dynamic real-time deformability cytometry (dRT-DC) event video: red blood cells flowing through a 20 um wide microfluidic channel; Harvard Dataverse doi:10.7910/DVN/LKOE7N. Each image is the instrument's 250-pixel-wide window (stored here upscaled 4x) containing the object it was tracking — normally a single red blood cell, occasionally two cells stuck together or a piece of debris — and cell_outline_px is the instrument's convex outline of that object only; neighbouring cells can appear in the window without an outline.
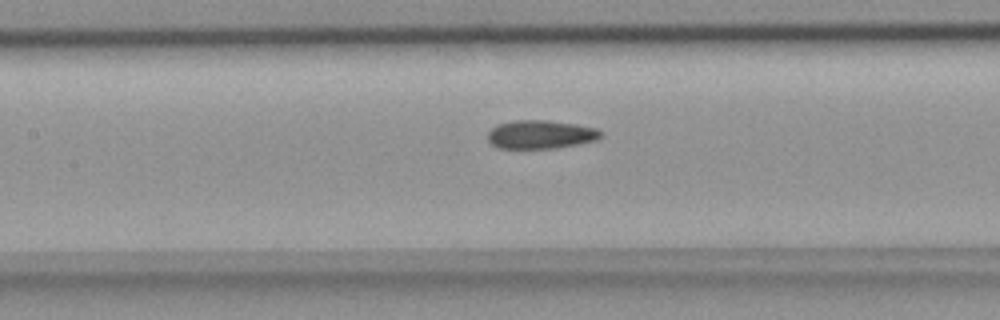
{"species": "common noctule bat (a hibernating species)", "species_latin": "Nyctalus noctula", "temperature_condition": "room temperature", "stored_images_in_passage": 37, "camera_frame_rate_fps": 3000, "um_per_image_px": 0.085, "animal": {"sex": "female", "body_mass_g": 18.4}, "frame": {"image": 1, "passage_image": 15, "time_ms": 4.667, "image_size_px": [1000, 320], "cell_outline_px": [[604, 136], [596, 140], [576, 144], [552, 148], [500, 148], [492, 144], [488, 140], [488, 132], [496, 124], [512, 120], [544, 120], [576, 124], [596, 128], [604, 132]], "centroid_in_image_um": [45.96, 11.41], "position_along_channel_um": 161.4, "area_um2": 18.79}}
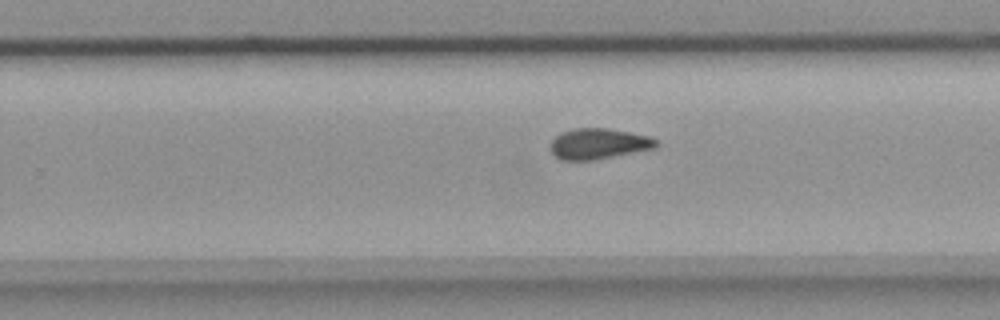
{"frame": {"image": 2, "passage_image": 24, "time_ms": 7.667, "image_size_px": [1000, 320], "cell_outline_px": [[656, 148], [592, 160], [560, 160], [552, 152], [548, 144], [560, 132], [572, 128], [604, 128], [652, 136], [656, 140]], "centroid_in_image_um": [50.83, 12.21], "position_along_channel_um": 279.0, "area_um2": 18.9}}
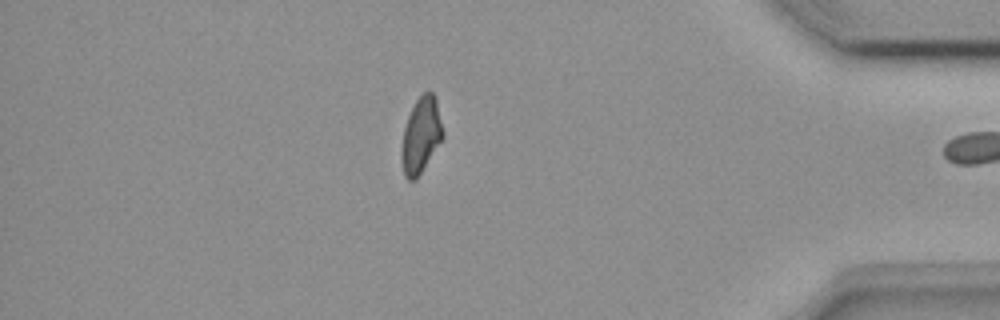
{"frame": {"image": 3, "passage_image": 36, "time_ms": 11.667, "image_size_px": [1000, 320], "cell_outline_px": [[444, 136], [416, 180], [408, 180], [404, 176], [400, 156], [400, 152], [404, 128], [408, 116], [416, 100], [424, 92], [432, 92], [436, 96], [444, 132]], "centroid_in_image_um": [35.78, 11.5], "position_along_channel_um": 399.4, "area_um2": 18.32}, "authors_computed_cell_mechanics": {"area_um2": 18.9006, "velocity_mm_per_s": 3.9385, "shape_relaxation_time_tau1_ms": null, "shape_relaxation_time_tau2_ms": 2.7567, "deformation_change_tau1": null, "deformation_change_tau2": 0.0778}}